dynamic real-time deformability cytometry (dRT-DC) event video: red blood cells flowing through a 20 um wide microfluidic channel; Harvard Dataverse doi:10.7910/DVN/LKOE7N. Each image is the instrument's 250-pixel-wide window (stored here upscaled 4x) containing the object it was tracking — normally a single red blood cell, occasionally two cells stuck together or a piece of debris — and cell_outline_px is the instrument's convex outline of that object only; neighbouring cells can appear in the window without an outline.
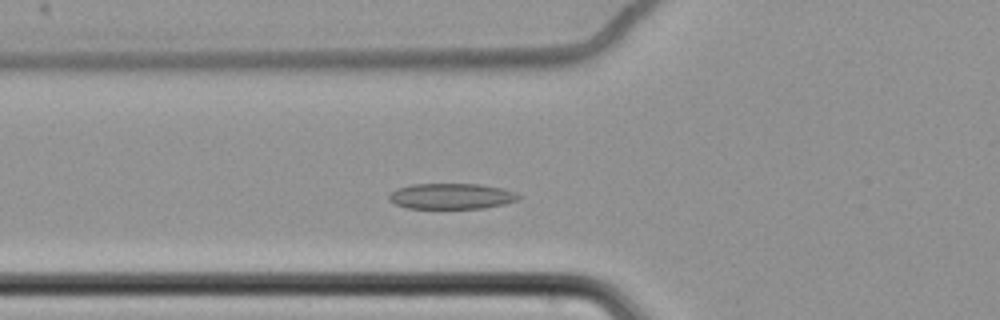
{"species": "common noctule bat (a hibernating species)", "species_latin": "Nyctalus noctula", "temperature_condition": "cold", "stored_images_in_passage": 46, "camera_frame_rate_fps": 3000, "um_per_image_px": 0.085, "animal": {"sex": "female", "body_mass_g": 22.7, "forearm_length_mm": 54.2}, "frame": {"image": 1, "passage_image": 8, "time_ms": 2.333, "image_size_px": [1000, 320], "cell_outline_px": [[520, 196], [516, 200], [504, 204], [484, 208], [408, 208], [396, 204], [388, 200], [388, 196], [396, 188], [412, 184], [480, 184], [500, 188], [516, 192]], "centroid_in_image_um": [38.34, 16.67], "position_along_channel_um": 87.5, "area_um2": 19.31}}
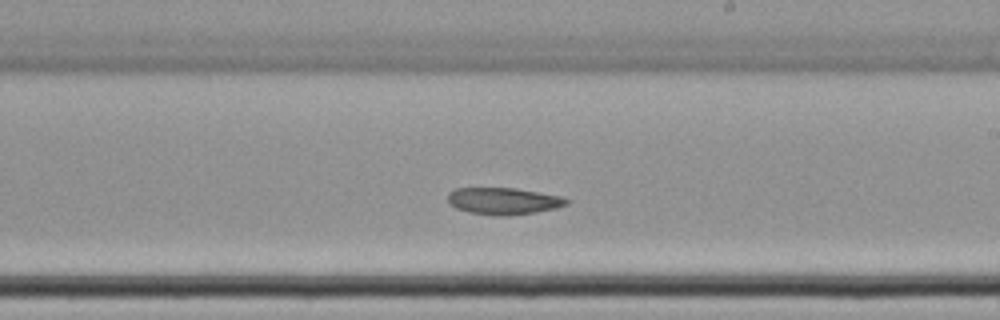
{"frame": {"image": 2, "passage_image": 22, "time_ms": 7.0, "image_size_px": [1000, 320], "cell_outline_px": [[568, 204], [556, 208], [536, 212], [504, 216], [496, 216], [468, 212], [456, 208], [448, 200], [448, 192], [456, 188], [516, 188], [560, 196], [568, 200]], "centroid_in_image_um": [42.78, 17.09], "position_along_channel_um": 246.2, "area_um2": 18.5}}
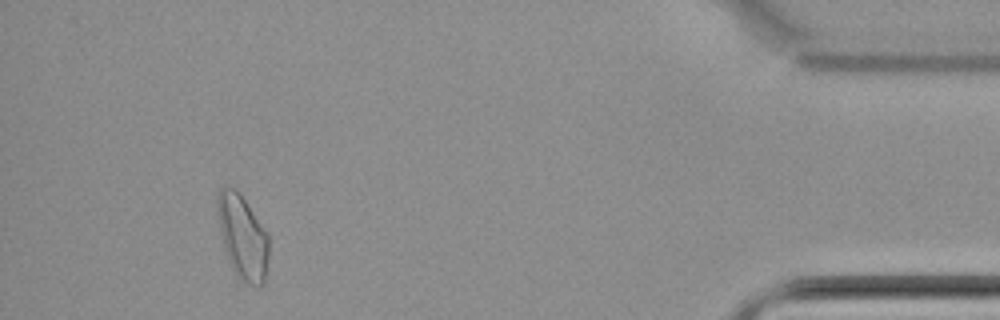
{"frame": {"image": 3, "passage_image": 42, "time_ms": 13.667, "image_size_px": [1000, 320], "cell_outline_px": [[268, 256], [264, 284], [248, 284], [240, 280], [236, 276], [228, 260], [224, 248], [216, 208], [216, 192], [224, 184], [236, 188], [240, 192], [268, 232]], "centroid_in_image_um": [20.6, 20.06], "position_along_channel_um": 414.6, "area_um2": 25.61}}